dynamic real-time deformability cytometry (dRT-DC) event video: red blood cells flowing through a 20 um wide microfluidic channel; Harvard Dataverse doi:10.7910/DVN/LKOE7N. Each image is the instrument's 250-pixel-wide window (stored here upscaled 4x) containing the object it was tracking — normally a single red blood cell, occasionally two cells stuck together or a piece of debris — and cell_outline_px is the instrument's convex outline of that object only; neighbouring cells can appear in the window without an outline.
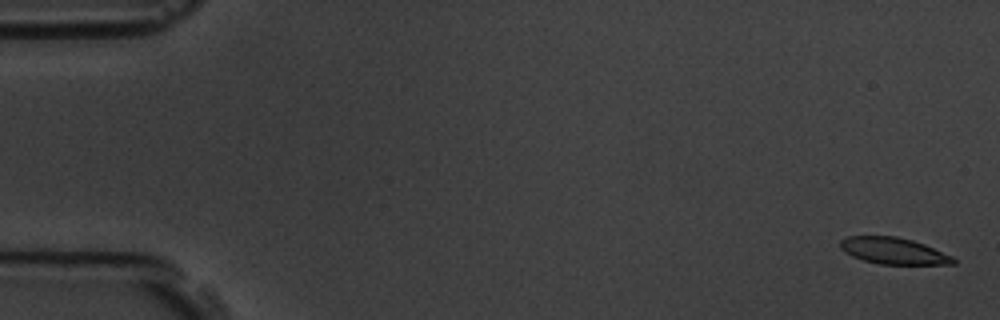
{"species": "common noctule bat (a hibernating species)", "species_latin": "Nyctalus noctula", "temperature_condition": "room temperature", "stored_images_in_passage": 13, "camera_frame_rate_fps": 3000, "um_per_image_px": 0.085, "animal": {"sex": "male", "body_mass_g": 19.5, "forearm_length_mm": 54.6}, "frame": {"image": 1, "passage_image": 1, "time_ms": 0.0, "image_size_px": [1000, 320], "cell_outline_px": [[956, 264], [880, 264], [864, 260], [852, 256], [844, 252], [840, 248], [840, 240], [848, 236], [896, 236], [912, 240], [924, 244], [952, 256], [956, 260]], "centroid_in_image_um": [75.93, 21.32], "position_along_channel_um": 9.1, "area_um2": 17.4}}
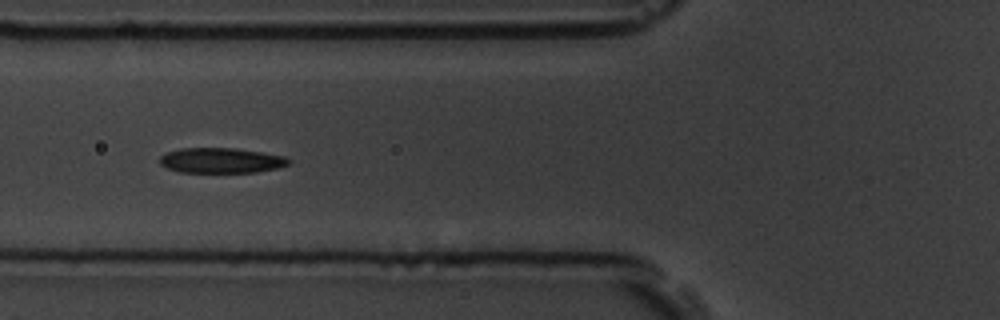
{"frame": {"image": 2, "passage_image": 6, "time_ms": 6.667, "image_size_px": [1000, 320], "cell_outline_px": [[292, 160], [288, 164], [276, 168], [256, 172], [180, 172], [168, 168], [160, 164], [160, 156], [168, 152], [180, 148], [236, 148], [284, 156]], "centroid_in_image_um": [18.79, 13.63], "position_along_channel_um": 107.0, "area_um2": 18.79}}
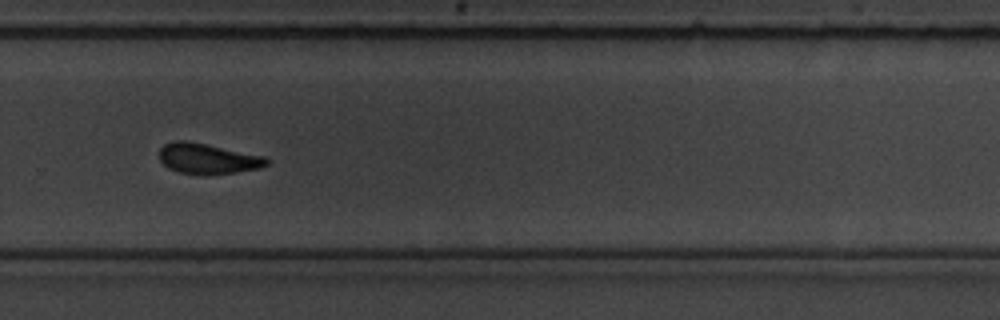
{"frame": {"image": 3, "passage_image": 11, "time_ms": 12.333, "image_size_px": [1000, 320], "cell_outline_px": [[268, 164], [260, 168], [236, 172], [204, 176], [180, 172], [168, 168], [160, 160], [160, 148], [164, 144], [176, 140], [184, 140], [264, 156], [268, 160]], "centroid_in_image_um": [17.63, 13.5], "position_along_channel_um": 312.2, "area_um2": 18.96}, "authors_computed_cell_mechanics": {"area_um2": 18.9584, "velocity_mm_per_s": 3.6295, "shape_relaxation_time_tau1_ms": 4.8758, "shape_relaxation_time_tau2_ms": 4.0988, "deformation_change_tau1": 0.1482, "deformation_change_tau2": 0.0934}}